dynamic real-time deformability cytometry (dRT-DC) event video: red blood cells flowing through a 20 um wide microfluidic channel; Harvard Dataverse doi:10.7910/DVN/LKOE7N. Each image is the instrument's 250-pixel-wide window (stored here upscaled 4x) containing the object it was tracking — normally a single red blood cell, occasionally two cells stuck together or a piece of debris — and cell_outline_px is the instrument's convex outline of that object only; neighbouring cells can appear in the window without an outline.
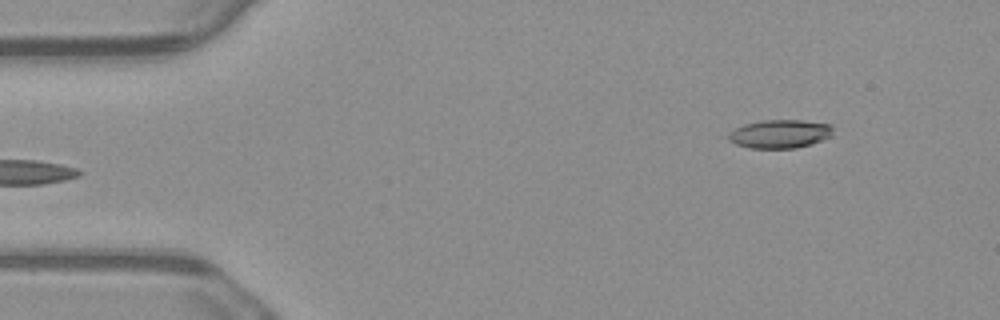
{"species": "common noctule bat (a hibernating species)", "species_latin": "Nyctalus noctula", "temperature_condition": "warm", "stored_images_in_passage": 5, "segment_of_instrument_passage": [2, 2], "camera_frame_rate_fps": 3000, "um_per_image_px": 0.085, "animal": {"sex": "male", "body_mass_g": 23.1, "forearm_length_mm": 52.7}, "frame": {"image": 1, "passage_image": 5, "time_ms": 1.333, "image_size_px": [1000, 320], "cell_outline_px": [[832, 136], [796, 148], [748, 148], [736, 144], [728, 140], [728, 132], [744, 124], [764, 120], [804, 120], [832, 124]], "centroid_in_image_um": [66.27, 11.37], "position_along_channel_um": 18.7, "area_um2": 17.34}}